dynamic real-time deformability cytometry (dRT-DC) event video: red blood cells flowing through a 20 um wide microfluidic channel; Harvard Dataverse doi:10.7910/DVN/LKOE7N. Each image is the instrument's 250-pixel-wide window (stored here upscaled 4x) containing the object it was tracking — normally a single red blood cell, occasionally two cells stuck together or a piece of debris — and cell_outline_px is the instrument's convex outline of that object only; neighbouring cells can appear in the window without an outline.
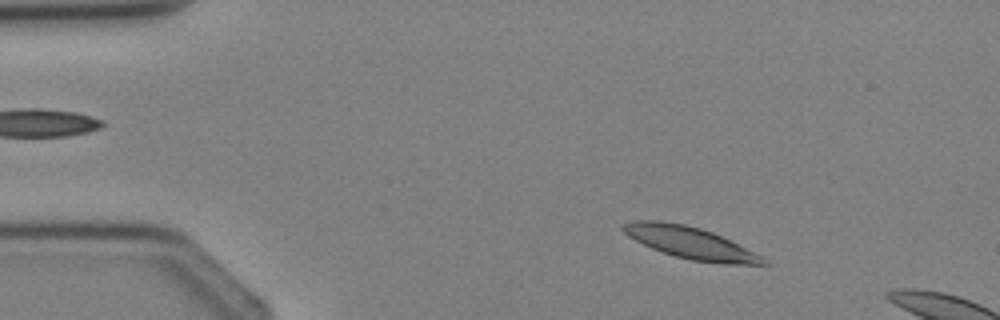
{"species": "Egyptian fruit bat (a non-hibernating species)", "species_latin": "Rousettus aegyptiacus", "temperature_condition": "cold", "stored_images_in_passage": 3, "camera_frame_rate_fps": 3000, "um_per_image_px": 0.085, "animal": {"sex": "female"}, "frame": {"image": 1, "passage_image": 1, "time_ms": 0.0, "image_size_px": [1000, 320], "cell_outline_px": [[768, 264], [724, 264], [692, 260], [676, 256], [652, 248], [628, 236], [620, 228], [624, 224], [632, 220], [660, 220], [684, 224], [700, 228], [712, 232], [768, 260]], "centroid_in_image_um": [58.62, 20.62], "position_along_channel_um": 26.4, "area_um2": 25.43}}